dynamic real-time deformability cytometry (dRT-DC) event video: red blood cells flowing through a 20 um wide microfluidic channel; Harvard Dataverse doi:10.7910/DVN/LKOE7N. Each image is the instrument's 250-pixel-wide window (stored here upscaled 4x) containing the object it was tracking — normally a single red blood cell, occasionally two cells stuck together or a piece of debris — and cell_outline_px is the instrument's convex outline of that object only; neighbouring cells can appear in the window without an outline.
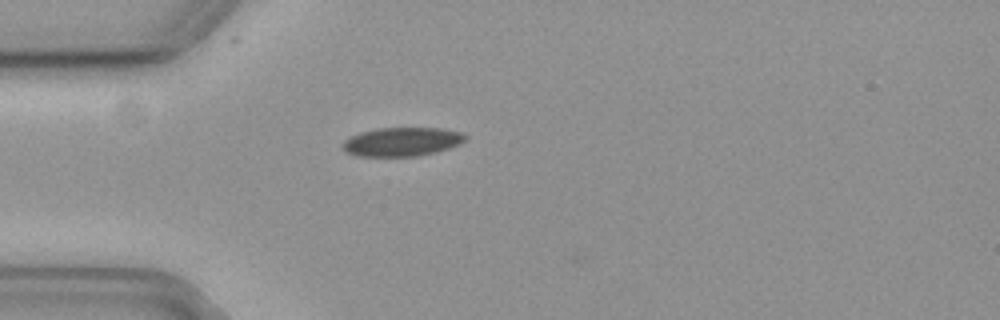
{"species": "common noctule bat (a hibernating species)", "species_latin": "Nyctalus noctula", "temperature_condition": "cold", "stored_images_in_passage": 28, "camera_frame_rate_fps": 3000, "um_per_image_px": 0.085, "animal": {"sex": "female", "body_mass_g": 19.3, "forearm_length_mm": 54.1}, "frame": {"image": 1, "passage_image": 1, "time_ms": 0.0, "image_size_px": [1000, 320], "cell_outline_px": [[468, 136], [460, 144], [448, 148], [416, 156], [360, 156], [348, 152], [344, 148], [344, 140], [360, 132], [376, 128], [440, 128], [464, 132]], "centroid_in_image_um": [34.21, 12.03], "position_along_channel_um": 50.8, "area_um2": 20.35}}
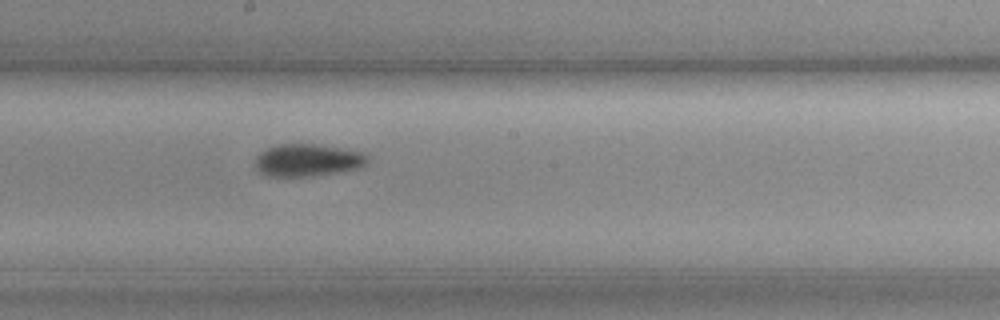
{"frame": {"image": 2, "passage_image": 16, "time_ms": 5.0, "image_size_px": [1000, 320], "cell_outline_px": [[368, 160], [364, 164], [356, 168], [336, 172], [312, 176], [264, 176], [256, 168], [256, 156], [260, 152], [268, 148], [280, 144], [316, 144], [340, 148], [360, 152], [368, 156]], "centroid_in_image_um": [26.09, 13.61], "position_along_channel_um": 222.1, "area_um2": 20.87}}
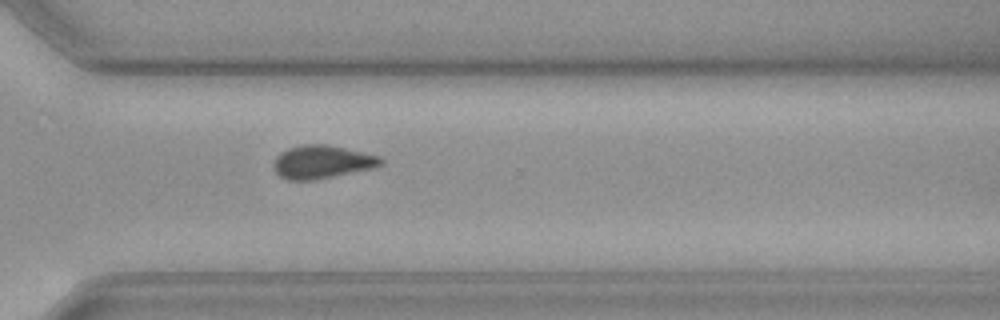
{"frame": {"image": 3, "passage_image": 26, "time_ms": 8.333, "image_size_px": [1000, 320], "cell_outline_px": [[384, 164], [376, 168], [316, 180], [288, 180], [280, 176], [272, 168], [272, 164], [276, 156], [280, 152], [288, 148], [304, 144], [324, 144], [344, 148], [380, 156], [384, 160]], "centroid_in_image_um": [27.38, 13.78], "position_along_channel_um": 343.2, "area_um2": 21.04}}